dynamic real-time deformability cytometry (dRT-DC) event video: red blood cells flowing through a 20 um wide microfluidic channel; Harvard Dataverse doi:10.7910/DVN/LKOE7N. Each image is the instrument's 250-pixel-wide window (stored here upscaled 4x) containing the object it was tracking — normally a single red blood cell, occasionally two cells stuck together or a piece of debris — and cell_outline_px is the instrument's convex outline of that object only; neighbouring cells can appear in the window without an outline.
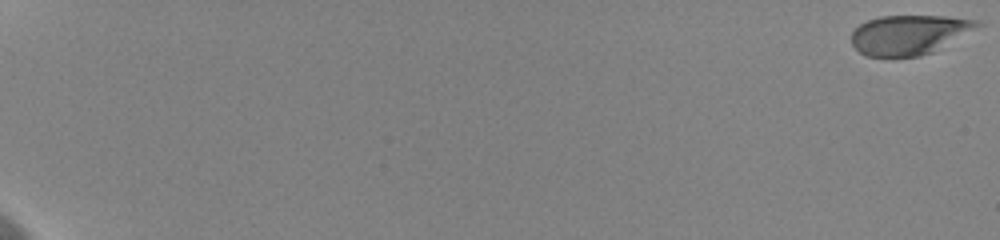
{"species": "human", "species_latin": "Homo sapiens", "temperature_condition": "cold", "stored_images_in_passage": 34, "camera_frame_rate_fps": 3000, "um_per_image_px": 0.085, "donor": {"sex": "female"}, "frame": {"image": 1, "passage_image": 1, "time_ms": 0.0, "image_size_px": [1000, 240], "cell_outline_px": [[980, 24], [932, 52], [920, 56], [864, 56], [852, 44], [852, 32], [860, 24], [868, 20], [880, 16], [944, 16], [976, 20]], "centroid_in_image_um": [77.18, 2.94], "position_along_channel_um": 7.8, "area_um2": 28.21}}
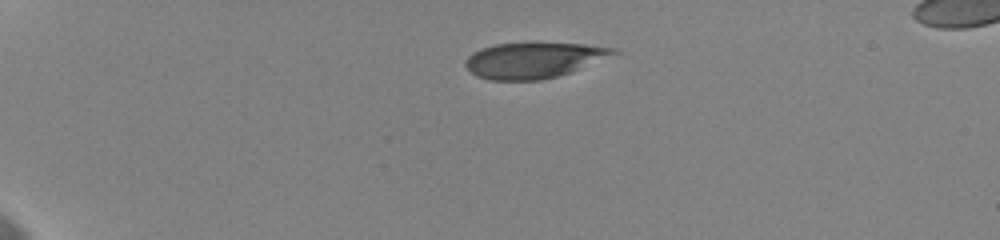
{"frame": {"image": 2, "passage_image": 8, "time_ms": 5.333, "image_size_px": [1000, 240], "cell_outline_px": [[620, 52], [572, 72], [540, 80], [488, 80], [476, 76], [464, 64], [468, 56], [472, 52], [496, 44], [584, 44], [616, 48]], "centroid_in_image_um": [45.36, 5.13], "position_along_channel_um": 39.6, "area_um2": 30.29}}